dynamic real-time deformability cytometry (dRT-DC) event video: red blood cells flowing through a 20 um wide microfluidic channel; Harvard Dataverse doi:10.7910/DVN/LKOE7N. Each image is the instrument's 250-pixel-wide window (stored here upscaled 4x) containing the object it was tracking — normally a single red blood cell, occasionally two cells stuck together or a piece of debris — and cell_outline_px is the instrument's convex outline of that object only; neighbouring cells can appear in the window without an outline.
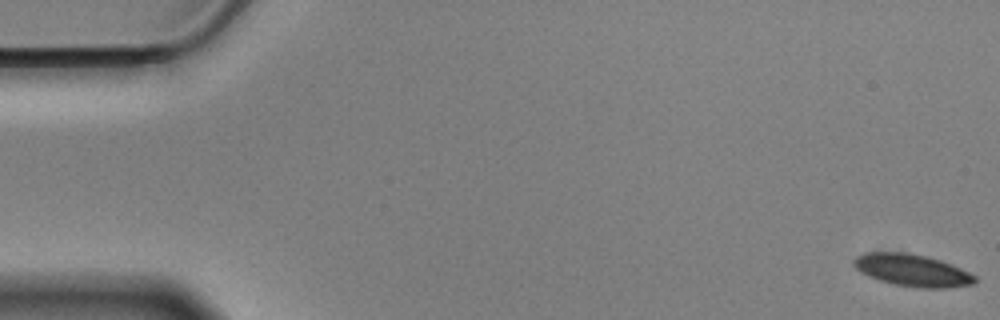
{"species": "Egyptian fruit bat (a non-hibernating species)", "species_latin": "Rousettus aegyptiacus", "temperature_condition": "cold", "stored_images_in_passage": 58, "camera_frame_rate_fps": 3000, "um_per_image_px": 0.085, "animal": {"sex": "male"}, "frame": {"image": 1, "passage_image": 1, "time_ms": 0.0, "image_size_px": [1000, 320], "cell_outline_px": [[976, 284], [948, 288], [916, 288], [896, 284], [880, 280], [868, 276], [860, 272], [852, 264], [852, 260], [856, 256], [864, 252], [908, 252], [940, 260], [952, 264], [976, 276]], "centroid_in_image_um": [77.53, 22.97], "position_along_channel_um": 7.5, "area_um2": 22.83}}
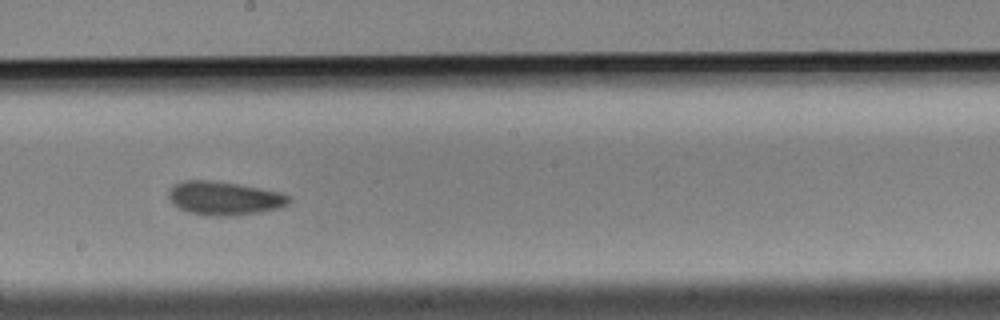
{"frame": {"image": 2, "passage_image": 32, "time_ms": 10.333, "image_size_px": [1000, 320], "cell_outline_px": [[292, 200], [288, 204], [280, 208], [232, 216], [212, 216], [188, 212], [172, 204], [168, 196], [168, 188], [172, 184], [184, 180], [212, 180], [240, 184], [280, 192], [288, 196]], "centroid_in_image_um": [19.02, 16.83], "position_along_channel_um": 229.2, "area_um2": 23.76}}
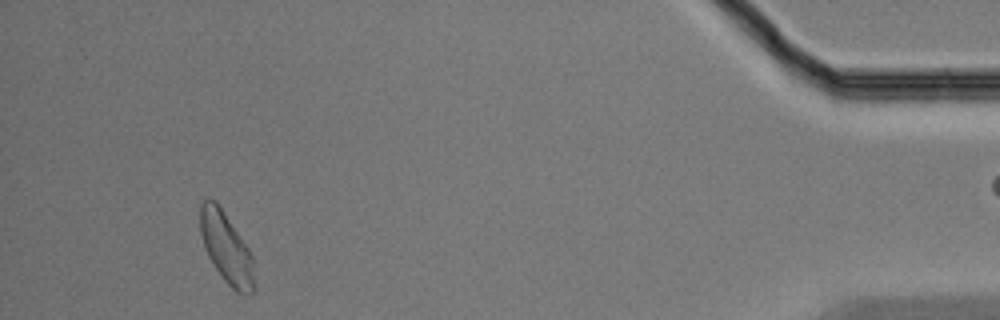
{"frame": {"image": 3, "passage_image": 54, "time_ms": 17.667, "image_size_px": [1000, 320], "cell_outline_px": [[252, 292], [248, 296], [244, 296], [236, 292], [224, 280], [208, 256], [204, 248], [200, 232], [200, 204], [208, 196], [216, 200], [248, 248], [252, 256]], "centroid_in_image_um": [19.19, 21.03], "position_along_channel_um": 416.0, "area_um2": 21.96}, "authors_computed_cell_mechanics": {"area_um2": 22.5998, "velocity_mm_per_s": 3.4835, "shape_relaxation_time_tau1_ms": 4.1528, "shape_relaxation_time_tau2_ms": 3.9892, "deformation_change_tau1": 0.0912, "deformation_change_tau2": 0.0878}}